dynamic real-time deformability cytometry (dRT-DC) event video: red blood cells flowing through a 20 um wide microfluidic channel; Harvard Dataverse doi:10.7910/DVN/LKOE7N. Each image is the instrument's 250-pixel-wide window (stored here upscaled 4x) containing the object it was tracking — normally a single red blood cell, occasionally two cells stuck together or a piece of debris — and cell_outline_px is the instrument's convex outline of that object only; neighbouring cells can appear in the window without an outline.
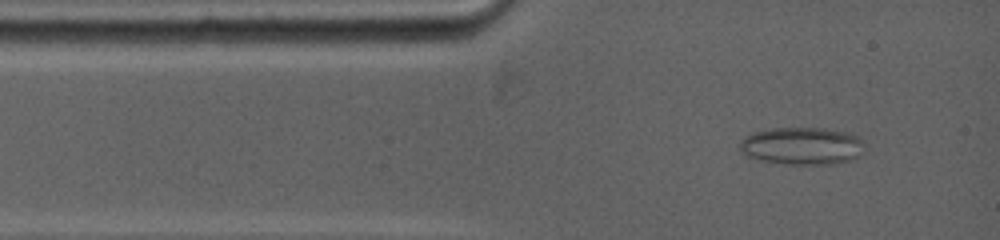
{"species": "common noctule bat (a hibernating species)", "species_latin": "Nyctalus noctula", "temperature_condition": "warm", "stored_images_in_passage": 13, "camera_frame_rate_fps": 5000, "um_per_image_px": 0.085, "animal": {"sex": "female", "body_mass_g": 19.0, "forearm_length_mm": 53.3}, "frame": {"image": 1, "passage_image": 3, "time_ms": 0.8, "image_size_px": [1000, 240], "cell_outline_px": [[864, 144], [856, 156], [852, 160], [832, 164], [784, 164], [760, 160], [748, 156], [740, 152], [740, 140], [744, 136], [752, 132], [772, 128], [824, 128], [848, 132], [856, 136]], "centroid_in_image_um": [68.11, 12.4], "position_along_channel_um": 16.9, "area_um2": 27.22}}
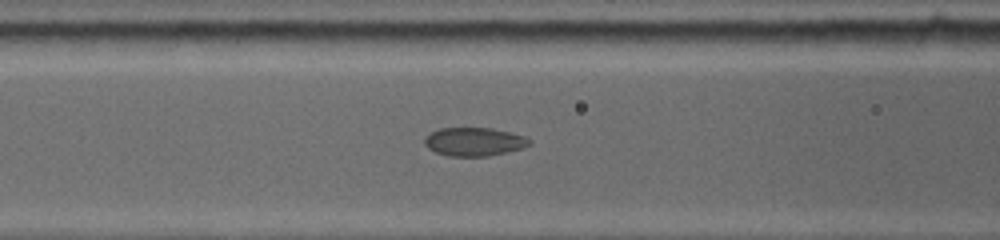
{"frame": {"image": 2, "passage_image": 10, "time_ms": 4.2, "image_size_px": [1000, 240], "cell_outline_px": [[532, 144], [524, 148], [488, 156], [448, 156], [436, 152], [428, 148], [424, 144], [424, 136], [440, 128], [492, 128], [524, 136], [532, 140]], "centroid_in_image_um": [40.31, 12.05], "position_along_channel_um": 126.3, "area_um2": 17.46}}
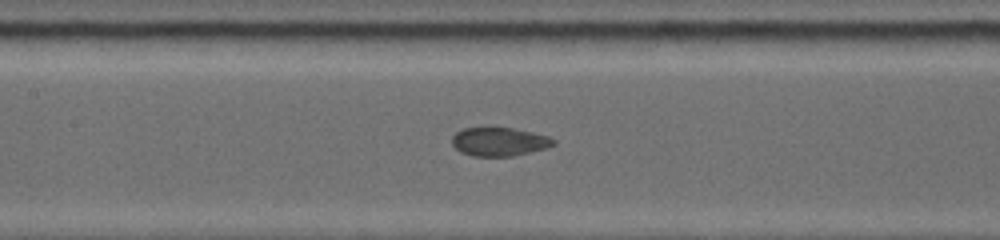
{"frame": {"image": 3, "passage_image": 12, "time_ms": 5.2, "image_size_px": [1000, 240], "cell_outline_px": [[556, 144], [548, 148], [516, 156], [472, 156], [460, 152], [452, 144], [452, 136], [456, 132], [464, 128], [488, 124], [492, 124], [532, 132], [548, 136], [556, 140]], "centroid_in_image_um": [42.43, 12.0], "position_along_channel_um": 165.0, "area_um2": 17.8}}